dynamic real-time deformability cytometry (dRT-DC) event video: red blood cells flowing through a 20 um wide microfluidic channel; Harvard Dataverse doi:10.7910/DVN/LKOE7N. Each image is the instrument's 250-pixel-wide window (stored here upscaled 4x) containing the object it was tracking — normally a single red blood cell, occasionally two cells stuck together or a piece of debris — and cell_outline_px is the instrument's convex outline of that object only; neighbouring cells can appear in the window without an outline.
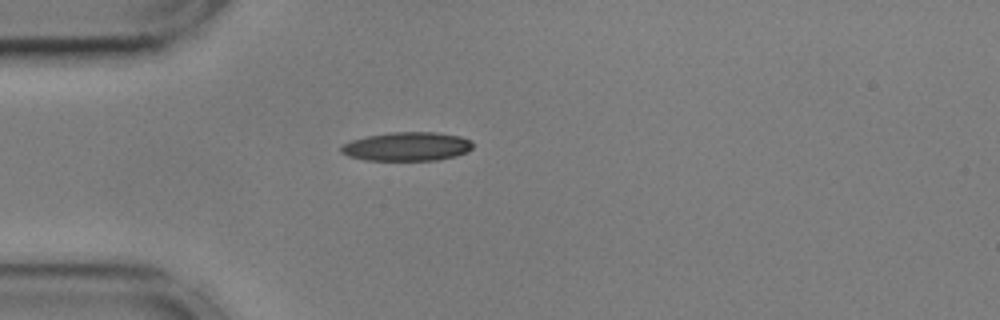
{"species": "common noctule bat (a hibernating species)", "species_latin": "Nyctalus noctula", "temperature_condition": "cold", "stored_images_in_passage": 41, "camera_frame_rate_fps": 3000, "um_per_image_px": 0.085, "animal": {"sex": "male", "body_mass_g": 17.9, "forearm_length_mm": 54.2}, "frame": {"image": 1, "passage_image": 1, "time_ms": 0.0, "image_size_px": [1000, 320], "cell_outline_px": [[472, 148], [468, 152], [456, 156], [436, 160], [364, 160], [348, 156], [340, 152], [340, 148], [344, 144], [352, 140], [368, 136], [388, 132], [436, 132], [460, 136], [472, 140]], "centroid_in_image_um": [34.61, 12.45], "position_along_channel_um": 50.4, "area_um2": 22.2}}
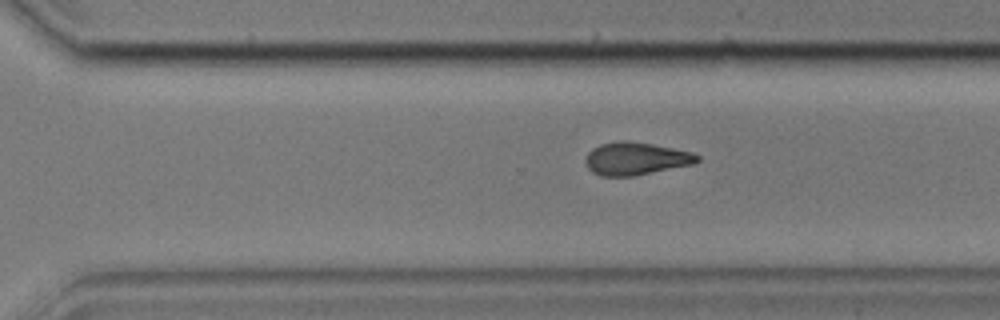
{"frame": {"image": 2, "passage_image": 24, "time_ms": 7.667, "image_size_px": [1000, 320], "cell_outline_px": [[700, 160], [692, 164], [632, 176], [600, 176], [592, 172], [588, 168], [584, 160], [588, 152], [592, 148], [600, 144], [620, 140], [628, 140], [652, 144], [692, 152], [700, 156]], "centroid_in_image_um": [54.0, 13.47], "position_along_channel_um": 316.6, "area_um2": 21.27}}
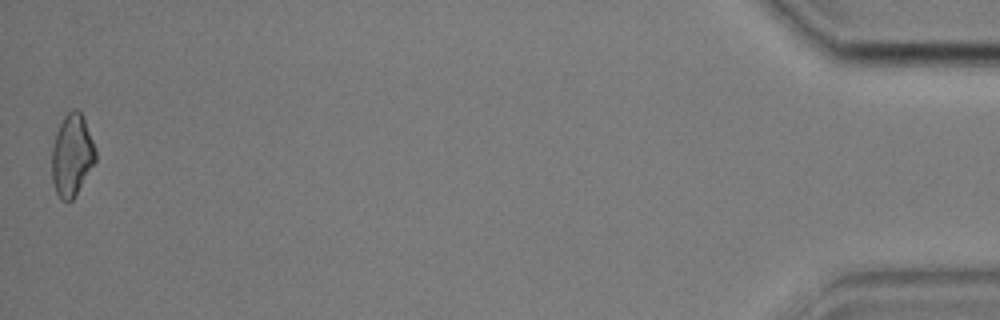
{"frame": {"image": 3, "passage_image": 41, "time_ms": 13.333, "image_size_px": [1000, 320], "cell_outline_px": [[96, 160], [72, 200], [60, 200], [56, 192], [52, 180], [52, 148], [56, 132], [64, 116], [72, 108], [76, 108], [84, 116], [96, 148]], "centroid_in_image_um": [6.12, 13.15], "position_along_channel_um": 429.1, "area_um2": 20.87}, "authors_computed_cell_mechanics": {"area_um2": 21.3282, "velocity_mm_per_s": 3.6024, "shape_relaxation_time_tau1_ms": 7.3773, "shape_relaxation_time_tau2_ms": 7.7994, "deformation_change_tau1": 0.1539, "deformation_change_tau2": 0.1693}}